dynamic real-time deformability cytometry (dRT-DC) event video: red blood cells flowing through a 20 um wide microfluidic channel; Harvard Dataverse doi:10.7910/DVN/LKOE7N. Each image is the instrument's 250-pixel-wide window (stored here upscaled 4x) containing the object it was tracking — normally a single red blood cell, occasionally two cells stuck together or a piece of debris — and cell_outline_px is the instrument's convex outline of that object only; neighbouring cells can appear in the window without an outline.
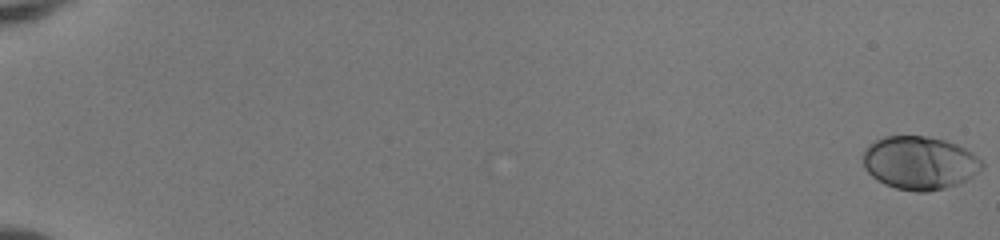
{"species": "human", "species_latin": "Homo sapiens", "temperature_condition": "room temperature", "stored_images_in_passage": 54, "camera_frame_rate_fps": 3000, "um_per_image_px": 0.085, "donor": {"sex": "female"}, "frame": {"image": 1, "passage_image": 1, "time_ms": 0.0, "image_size_px": [1000, 240], "cell_outline_px": [[984, 164], [972, 176], [956, 184], [944, 188], [928, 192], [916, 192], [896, 188], [884, 184], [876, 180], [864, 168], [864, 148], [872, 140], [884, 136], [924, 136], [944, 140], [956, 144], [972, 152]], "centroid_in_image_um": [78.11, 13.83], "position_along_channel_um": 6.9, "area_um2": 36.82}}
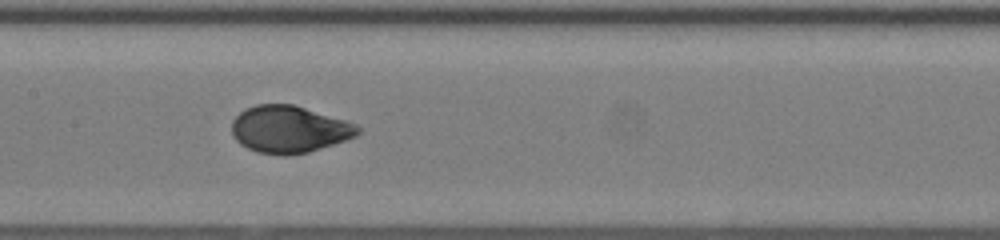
{"frame": {"image": 2, "passage_image": 30, "time_ms": 9.667, "image_size_px": [1000, 240], "cell_outline_px": [[360, 132], [356, 136], [308, 152], [288, 156], [284, 156], [256, 152], [240, 144], [232, 136], [232, 120], [244, 108], [256, 104], [292, 104], [344, 120], [356, 124], [360, 128]], "centroid_in_image_um": [24.53, 10.99], "position_along_channel_um": 182.9, "area_um2": 34.51}}
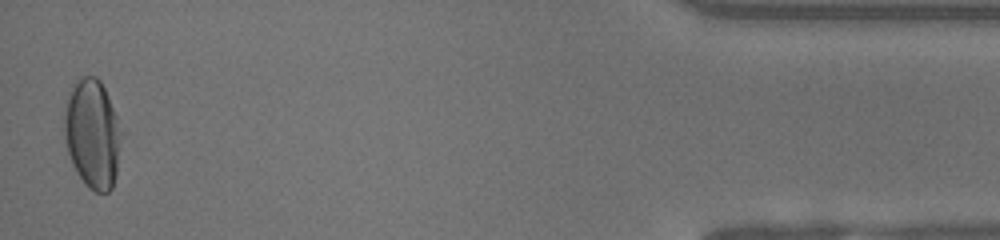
{"frame": {"image": 3, "passage_image": 53, "time_ms": 17.333, "image_size_px": [1000, 240], "cell_outline_px": [[124, 132], [116, 176], [112, 188], [108, 192], [96, 192], [88, 188], [84, 184], [76, 172], [68, 152], [64, 136], [64, 116], [68, 92], [72, 84], [80, 76], [96, 76], [100, 80], [104, 88]], "centroid_in_image_um": [7.88, 11.38], "position_along_channel_um": 427.3, "area_um2": 36.93}, "authors_computed_cell_mechanics": {"area_um2": 35.0846, "velocity_mm_per_s": 4.0882, "shape_relaxation_time_tau1_ms": 3.125, "shape_relaxation_time_tau2_ms": null, "deformation_change_tau1": 0.1989, "deformation_change_tau2": null}}